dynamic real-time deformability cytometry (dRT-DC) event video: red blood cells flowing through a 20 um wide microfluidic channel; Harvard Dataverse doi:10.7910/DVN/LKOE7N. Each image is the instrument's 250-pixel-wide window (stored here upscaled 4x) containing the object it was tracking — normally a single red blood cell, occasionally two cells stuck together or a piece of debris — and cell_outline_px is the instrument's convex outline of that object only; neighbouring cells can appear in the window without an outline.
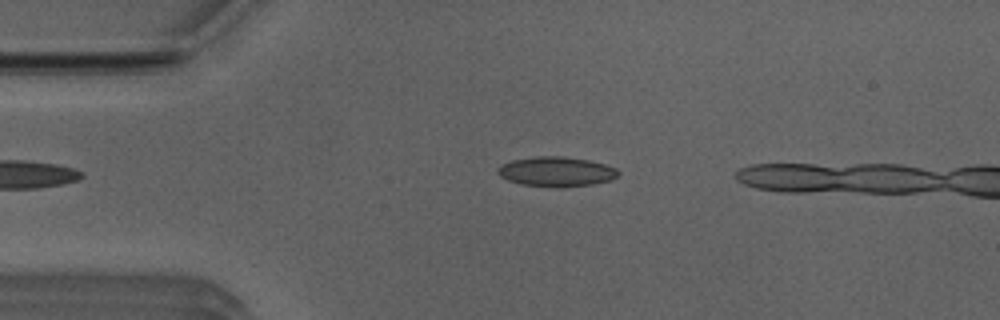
{"species": "Egyptian fruit bat (a non-hibernating species)", "species_latin": "Rousettus aegyptiacus", "temperature_condition": "room temperature", "stored_images_in_passage": 13, "camera_frame_rate_fps": 3000, "um_per_image_px": 0.085, "animal": {"sex": "male"}, "frame": {"image": 1, "passage_image": 10, "time_ms": 3.0, "image_size_px": [1000, 320], "cell_outline_px": [[620, 172], [612, 180], [592, 184], [560, 188], [520, 184], [508, 180], [500, 176], [496, 172], [496, 168], [500, 164], [512, 160], [536, 156], [560, 156], [588, 160], [604, 164], [616, 168]], "centroid_in_image_um": [47.25, 14.59], "position_along_channel_um": 37.7, "area_um2": 21.04}}